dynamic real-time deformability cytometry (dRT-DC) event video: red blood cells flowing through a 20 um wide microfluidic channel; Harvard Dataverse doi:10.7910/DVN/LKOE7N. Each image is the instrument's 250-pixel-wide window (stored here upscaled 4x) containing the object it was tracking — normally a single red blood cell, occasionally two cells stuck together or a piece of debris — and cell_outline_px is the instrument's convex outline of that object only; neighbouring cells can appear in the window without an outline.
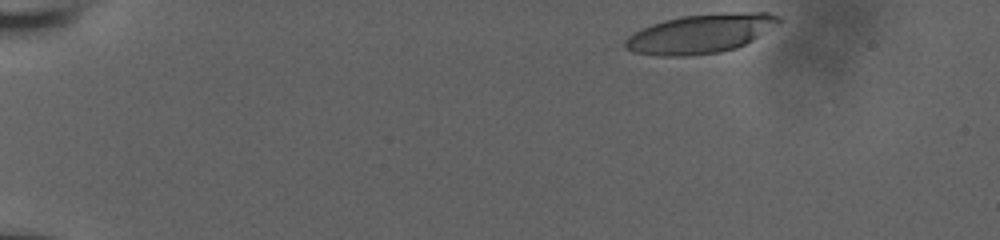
{"species": "human", "species_latin": "Homo sapiens", "temperature_condition": "room temperature", "stored_images_in_passage": 40, "camera_frame_rate_fps": 3000, "um_per_image_px": 0.085, "donor": {"sex": "male"}, "frame": {"image": 1, "passage_image": 1, "time_ms": 0.0, "image_size_px": [1000, 240], "cell_outline_px": [[784, 20], [780, 24], [752, 40], [736, 48], [720, 52], [688, 56], [656, 56], [632, 52], [624, 48], [624, 40], [628, 36], [652, 24], [664, 20], [680, 16], [732, 12], [768, 12], [780, 16]], "centroid_in_image_um": [59.58, 2.86], "position_along_channel_um": 25.4, "area_um2": 35.26}}
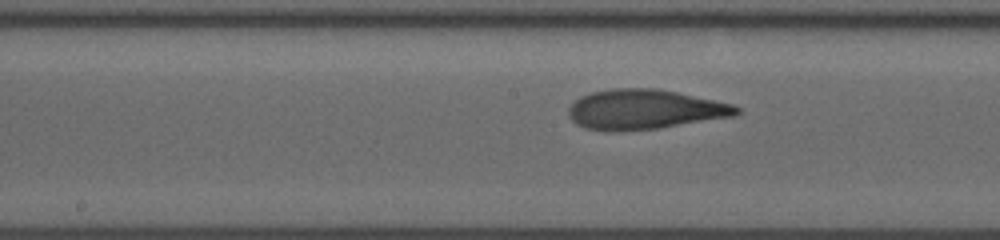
{"frame": {"image": 2, "passage_image": 23, "time_ms": 7.333, "image_size_px": [1000, 240], "cell_outline_px": [[740, 112], [732, 116], [660, 128], [584, 128], [576, 124], [568, 116], [568, 108], [580, 96], [592, 92], [612, 88], [656, 88], [736, 104], [740, 108]], "centroid_in_image_um": [54.83, 9.25], "position_along_channel_um": 193.4, "area_um2": 38.03}}
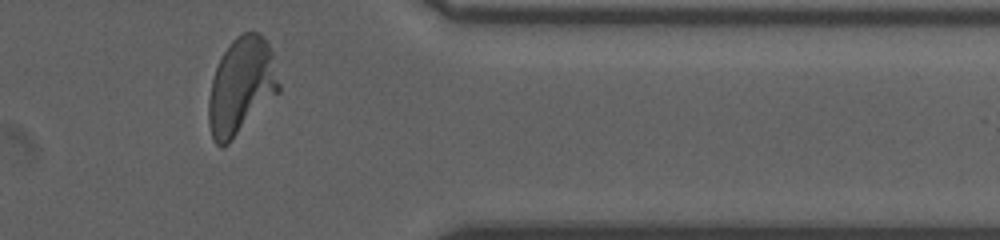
{"frame": {"image": 3, "passage_image": 39, "time_ms": 12.667, "image_size_px": [1000, 240], "cell_outline_px": [[280, 92], [228, 144], [220, 148], [212, 140], [208, 124], [208, 100], [212, 80], [216, 68], [224, 52], [232, 40], [236, 36], [244, 32], [260, 32], [268, 40], [272, 52], [280, 84]], "centroid_in_image_um": [20.51, 7.33], "position_along_channel_um": 390.9, "area_um2": 39.94}, "authors_computed_cell_mechanics": {"area_um2": 37.6278, "velocity_mm_per_s": 3.9035, "shape_relaxation_time_tau1_ms": 5.0257, "shape_relaxation_time_tau2_ms": 0.8635, "deformation_change_tau1": 0.2503, "deformation_change_tau2": 0.0744}}